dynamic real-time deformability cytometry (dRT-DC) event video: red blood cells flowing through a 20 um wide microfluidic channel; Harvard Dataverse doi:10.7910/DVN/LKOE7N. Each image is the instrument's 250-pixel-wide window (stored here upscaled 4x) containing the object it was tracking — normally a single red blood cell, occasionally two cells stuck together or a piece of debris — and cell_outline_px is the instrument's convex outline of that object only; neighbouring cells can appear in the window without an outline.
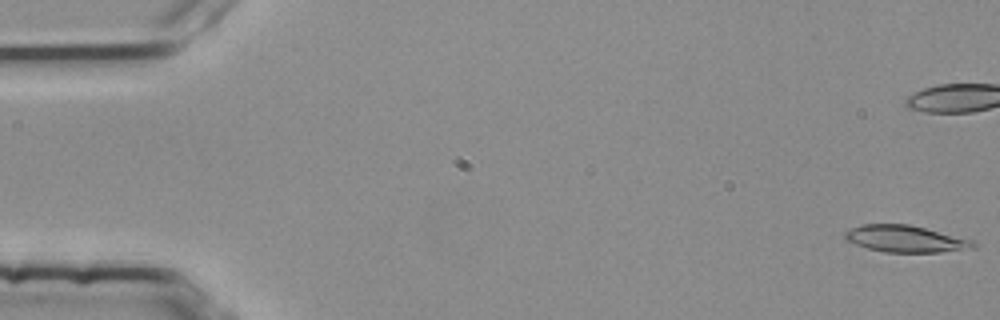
{"species": "common noctule bat (a hibernating species)", "species_latin": "Nyctalus noctula", "temperature_condition": "room temperature", "stored_images_in_passage": 54, "camera_frame_rate_fps": 3000, "um_per_image_px": 0.085, "animal": {"sex": "female", "body_mass_g": 25.1}, "frame": {"image": 1, "passage_image": 1, "time_ms": 0.0, "image_size_px": [1000, 320], "cell_outline_px": [[976, 248], [940, 252], [884, 252], [868, 248], [856, 244], [848, 240], [844, 236], [844, 232], [860, 224], [908, 224], [972, 240], [976, 244]], "centroid_in_image_um": [76.96, 20.3], "position_along_channel_um": 8.0, "area_um2": 19.77}, "authors_computed_cell_mechanics": {"area_um2": 20.5479, "velocity_mm_per_s": 3.7692, "shape_relaxation_time_tau1_ms": 8.3924, "shape_relaxation_time_tau2_ms": null, "deformation_change_tau1": 0.218, "deformation_change_tau2": null}}